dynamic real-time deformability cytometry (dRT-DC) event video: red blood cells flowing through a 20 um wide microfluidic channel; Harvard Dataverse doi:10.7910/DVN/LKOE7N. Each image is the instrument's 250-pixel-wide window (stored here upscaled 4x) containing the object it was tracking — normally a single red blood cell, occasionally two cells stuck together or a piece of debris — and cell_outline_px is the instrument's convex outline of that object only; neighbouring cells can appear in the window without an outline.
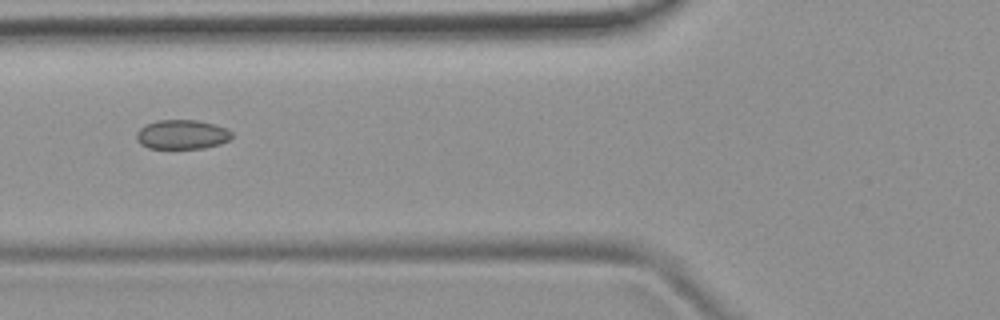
{"species": "common noctule bat (a hibernating species)", "species_latin": "Nyctalus noctula", "temperature_condition": "room temperature", "stored_images_in_passage": 8, "camera_frame_rate_fps": 3000, "um_per_image_px": 0.085, "animal": {"sex": "female", "body_mass_g": 19.9}, "frame": {"image": 1, "passage_image": 4, "time_ms": 3.667, "image_size_px": [1000, 320], "cell_outline_px": [[232, 136], [228, 140], [220, 144], [204, 148], [148, 148], [140, 144], [136, 140], [136, 132], [144, 124], [156, 120], [196, 120], [212, 124], [224, 128], [232, 132]], "centroid_in_image_um": [15.41, 11.43], "position_along_channel_um": 110.4, "area_um2": 16.3}}
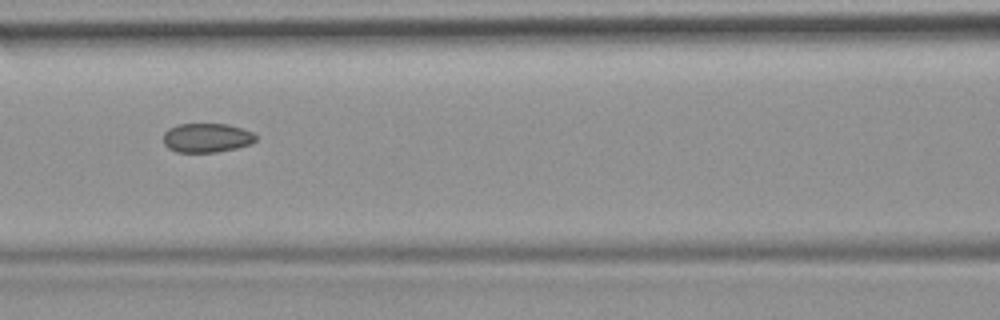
{"frame": {"image": 2, "passage_image": 5, "time_ms": 4.667, "image_size_px": [1000, 320], "cell_outline_px": [[256, 140], [248, 144], [236, 148], [216, 152], [176, 152], [168, 148], [164, 144], [164, 132], [168, 128], [176, 124], [228, 124], [252, 132], [256, 136]], "centroid_in_image_um": [17.53, 11.71], "position_along_channel_um": 149.1, "area_um2": 15.66}}
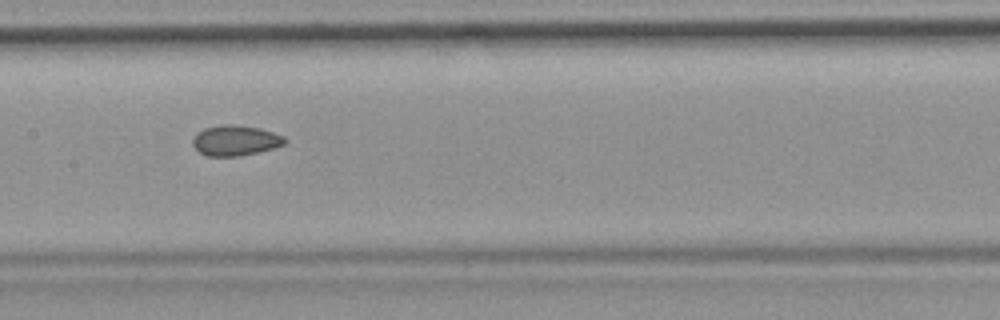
{"frame": {"image": 3, "passage_image": 6, "time_ms": 5.667, "image_size_px": [1000, 320], "cell_outline_px": [[288, 140], [284, 144], [272, 148], [240, 156], [208, 156], [200, 152], [192, 144], [192, 140], [196, 132], [204, 128], [224, 124], [232, 124], [260, 128], [284, 136]], "centroid_in_image_um": [19.99, 11.93], "position_along_channel_um": 187.4, "area_um2": 16.24}}